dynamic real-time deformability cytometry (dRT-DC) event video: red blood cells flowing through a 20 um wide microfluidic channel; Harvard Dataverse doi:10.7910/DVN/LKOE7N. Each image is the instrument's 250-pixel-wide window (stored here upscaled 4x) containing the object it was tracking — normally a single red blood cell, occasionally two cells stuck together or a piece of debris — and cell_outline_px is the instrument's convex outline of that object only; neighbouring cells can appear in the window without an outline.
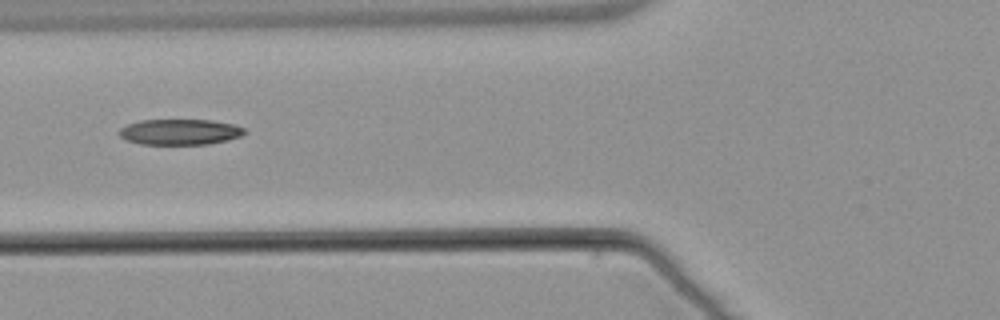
{"species": "common noctule bat (a hibernating species)", "species_latin": "Nyctalus noctula", "temperature_condition": "warm", "stored_images_in_passage": 6, "camera_frame_rate_fps": 3000, "um_per_image_px": 0.085, "animal": {"sex": "male", "body_mass_g": 21.5, "forearm_length_mm": 52.0}, "frame": {"image": 1, "passage_image": 6, "time_ms": 6.0, "image_size_px": [1000, 320], "cell_outline_px": [[248, 132], [240, 136], [228, 140], [208, 144], [140, 144], [128, 140], [120, 136], [120, 128], [128, 124], [140, 120], [212, 120], [236, 124], [244, 128]], "centroid_in_image_um": [15.35, 11.21], "position_along_channel_um": 110.5, "area_um2": 18.79}}